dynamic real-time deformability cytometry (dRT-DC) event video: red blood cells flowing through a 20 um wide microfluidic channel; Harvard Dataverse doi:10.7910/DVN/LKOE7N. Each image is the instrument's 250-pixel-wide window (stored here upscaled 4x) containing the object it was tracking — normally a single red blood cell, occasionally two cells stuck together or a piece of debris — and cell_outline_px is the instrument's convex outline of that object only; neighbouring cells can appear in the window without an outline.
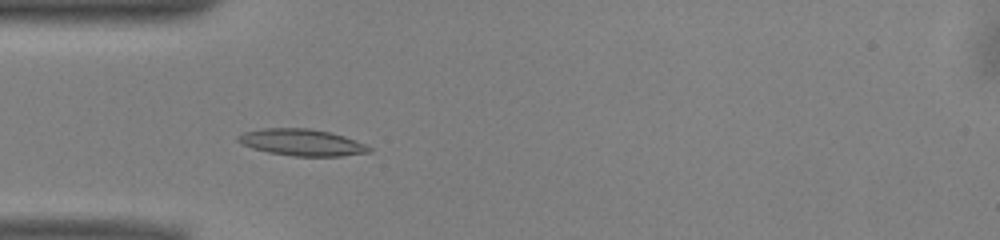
{"species": "common noctule bat (a hibernating species)", "species_latin": "Nyctalus noctula", "temperature_condition": "warm", "stored_images_in_passage": 38, "camera_frame_rate_fps": 3000, "um_per_image_px": 0.085, "animal": {"sex": "male", "body_mass_g": 13.0, "forearm_length_mm": 53.1}, "frame": {"image": 1, "passage_image": 2, "time_ms": 0.333, "image_size_px": [1000, 240], "cell_outline_px": [[372, 152], [340, 156], [292, 156], [268, 152], [252, 148], [236, 140], [236, 136], [244, 132], [264, 128], [308, 128], [332, 132], [344, 136], [364, 144], [372, 148]], "centroid_in_image_um": [25.66, 12.1], "position_along_channel_um": 59.3, "area_um2": 20.35}}
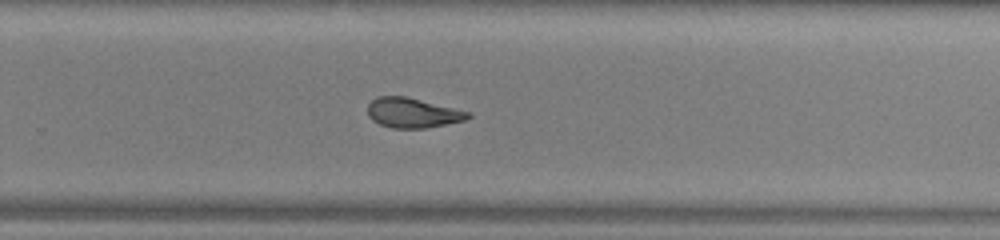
{"frame": {"image": 2, "passage_image": 20, "time_ms": 6.333, "image_size_px": [1000, 240], "cell_outline_px": [[472, 116], [464, 120], [424, 128], [392, 128], [380, 124], [372, 120], [368, 116], [368, 104], [376, 96], [404, 96], [472, 112]], "centroid_in_image_um": [35.06, 9.58], "position_along_channel_um": 294.7, "area_um2": 17.34}}
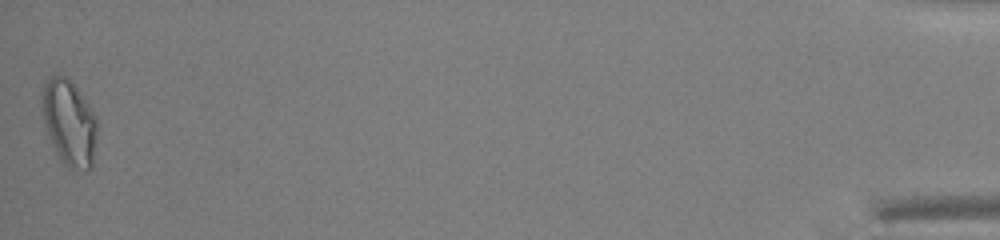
{"frame": {"image": 3, "passage_image": 38, "time_ms": 12.333, "image_size_px": [1000, 240], "cell_outline_px": [[96, 132], [92, 168], [88, 172], [68, 168], [60, 160], [52, 144], [44, 124], [40, 108], [40, 92], [44, 84], [52, 76], [64, 76], [76, 88], [96, 116]], "centroid_in_image_um": [5.84, 10.47], "position_along_channel_um": 429.4, "area_um2": 27.57}, "authors_computed_cell_mechanics": {"area_um2": 18.2937, "velocity_mm_per_s": 3.9628, "shape_relaxation_time_tau1_ms": 5.6722, "shape_relaxation_time_tau2_ms": 2.4872, "deformation_change_tau1": 0.18, "deformation_change_tau2": 0.0976}}